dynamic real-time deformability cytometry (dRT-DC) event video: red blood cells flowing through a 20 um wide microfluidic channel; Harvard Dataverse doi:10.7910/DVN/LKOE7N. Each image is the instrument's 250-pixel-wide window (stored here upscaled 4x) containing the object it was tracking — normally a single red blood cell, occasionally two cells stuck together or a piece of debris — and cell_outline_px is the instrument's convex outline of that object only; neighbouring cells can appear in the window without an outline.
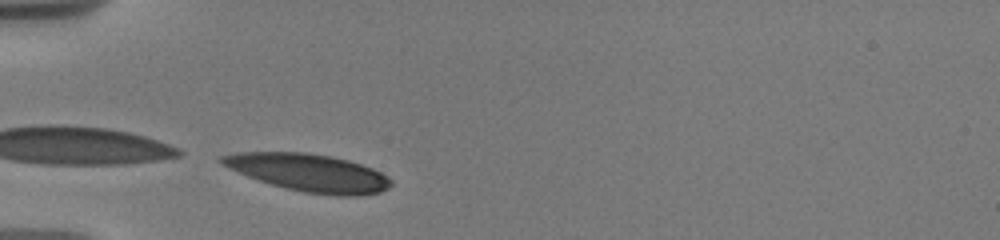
{"species": "human", "species_latin": "Homo sapiens", "temperature_condition": "warm", "stored_images_in_passage": 21, "camera_frame_rate_fps": 3000, "um_per_image_px": 0.085, "donor": {"sex": "male"}, "frame": {"image": 1, "passage_image": 2, "time_ms": 0.667, "image_size_px": [1000, 240], "cell_outline_px": [[392, 184], [388, 188], [380, 192], [360, 196], [336, 196], [304, 192], [272, 184], [248, 176], [216, 160], [220, 156], [236, 152], [308, 152], [332, 156], [348, 160], [372, 168], [380, 172], [392, 180]], "centroid_in_image_um": [26.28, 14.67], "position_along_channel_um": 58.7, "area_um2": 36.82}}
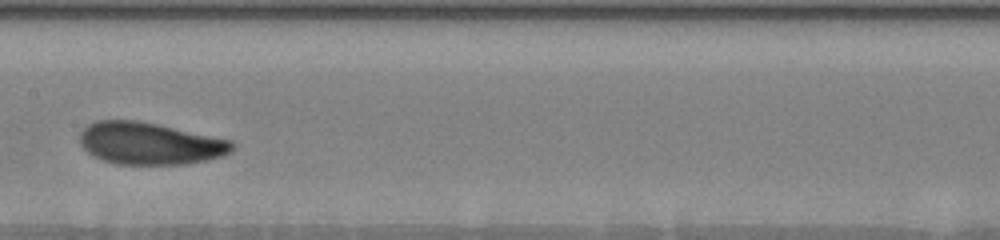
{"frame": {"image": 2, "passage_image": 9, "time_ms": 4.667, "image_size_px": [1000, 240], "cell_outline_px": [[236, 148], [232, 152], [224, 156], [184, 164], [120, 164], [104, 160], [92, 156], [80, 144], [80, 132], [88, 124], [96, 120], [136, 120], [156, 124], [232, 140], [236, 144]], "centroid_in_image_um": [12.75, 12.19], "position_along_channel_um": 194.6, "area_um2": 37.4}}
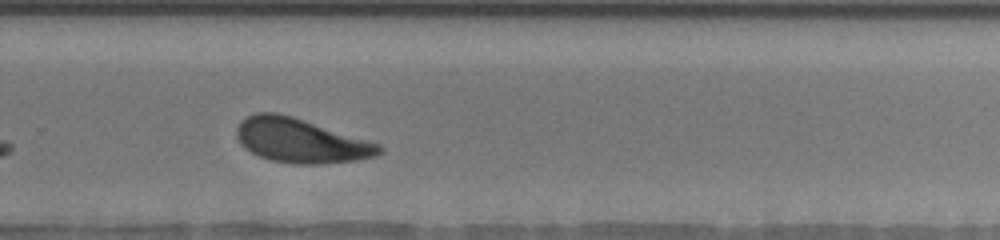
{"frame": {"image": 3, "passage_image": 15, "time_ms": 7.667, "image_size_px": [1000, 240], "cell_outline_px": [[384, 152], [376, 156], [356, 160], [320, 164], [292, 164], [272, 160], [260, 156], [244, 148], [240, 144], [236, 136], [236, 128], [240, 120], [256, 112], [276, 112], [292, 116], [380, 144], [384, 148]], "centroid_in_image_um": [25.55, 11.95], "position_along_channel_um": 304.3, "area_um2": 36.76}, "authors_computed_cell_mechanics": {"area_um2": 37.0498, "velocity_mm_per_s": 3.6684, "shape_relaxation_time_tau1_ms": 2.5557, "shape_relaxation_time_tau2_ms": 3.6638, "deformation_change_tau1": 0.1286, "deformation_change_tau2": 0.1103}}